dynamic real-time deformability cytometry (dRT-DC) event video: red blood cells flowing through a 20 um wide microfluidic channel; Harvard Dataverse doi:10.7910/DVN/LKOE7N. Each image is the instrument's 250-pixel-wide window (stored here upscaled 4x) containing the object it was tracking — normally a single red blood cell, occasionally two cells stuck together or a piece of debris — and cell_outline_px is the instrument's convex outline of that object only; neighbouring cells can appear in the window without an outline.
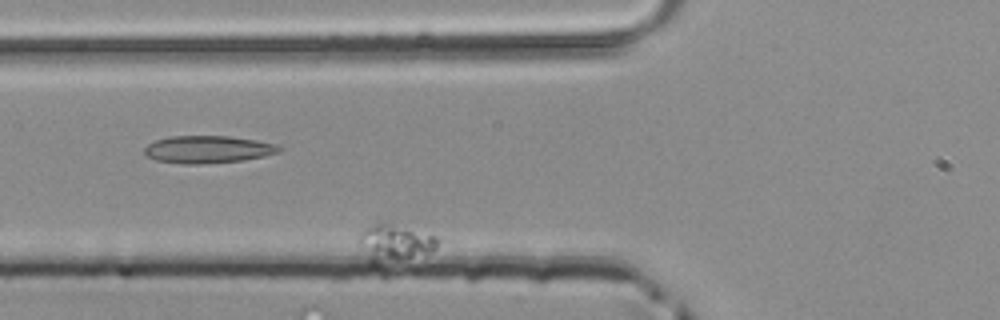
{"species": "common noctule bat (a hibernating species)", "species_latin": "Nyctalus noctula", "temperature_condition": "room temperature", "stored_images_in_passage": 33, "camera_frame_rate_fps": 3000, "um_per_image_px": 0.085, "animal": {"sex": "male", "body_mass_g": 20.4}, "frame": {"image": 1, "passage_image": 3, "time_ms": 0.667, "image_size_px": [1000, 320], "cell_outline_px": [[436, 248], [428, 252], [376, 268], [368, 260], [356, 240], [360, 232], [376, 224], [384, 224], [436, 236]], "centroid_in_image_um": [33.43, 20.75], "position_along_channel_um": 92.4, "area_um2": 16.53}}
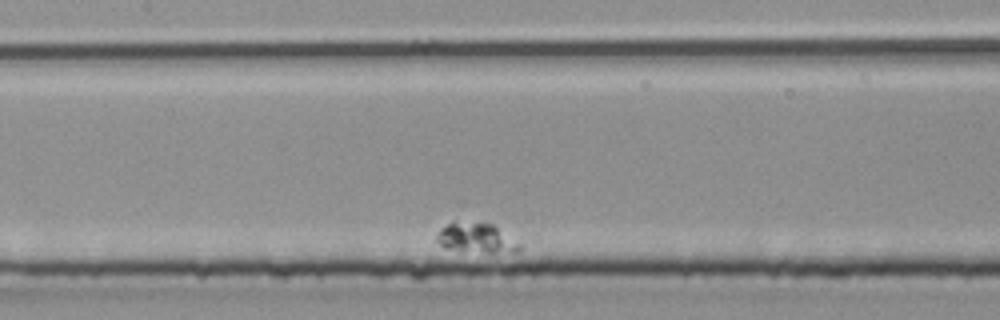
{"frame": {"image": 2, "passage_image": 13, "time_ms": 4.0, "image_size_px": [1000, 320], "cell_outline_px": [[524, 248], [516, 252], [488, 252], [448, 248], [440, 244], [436, 240], [436, 236], [440, 228], [448, 224], [492, 224], [520, 244]], "centroid_in_image_um": [40.52, 20.26], "position_along_channel_um": 166.9, "area_um2": 13.47}}
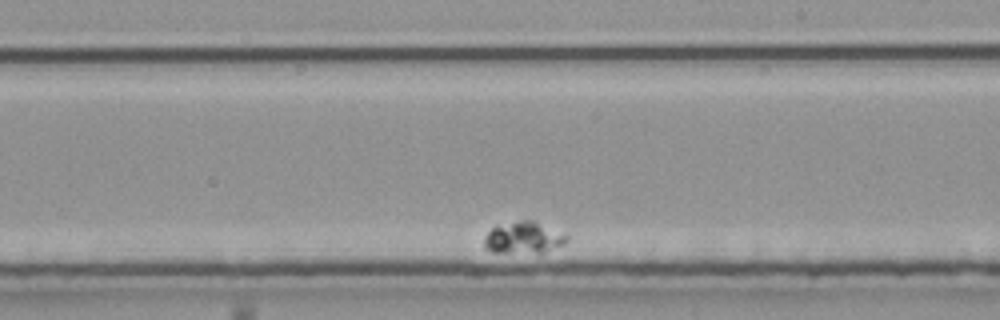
{"frame": {"image": 3, "passage_image": 21, "time_ms": 6.667, "image_size_px": [1000, 320], "cell_outline_px": [[568, 240], [564, 244], [544, 252], [492, 252], [484, 248], [484, 236], [496, 224], [524, 220], [532, 220], [568, 236]], "centroid_in_image_um": [44.45, 20.2], "position_along_channel_um": 244.6, "area_um2": 15.09}}